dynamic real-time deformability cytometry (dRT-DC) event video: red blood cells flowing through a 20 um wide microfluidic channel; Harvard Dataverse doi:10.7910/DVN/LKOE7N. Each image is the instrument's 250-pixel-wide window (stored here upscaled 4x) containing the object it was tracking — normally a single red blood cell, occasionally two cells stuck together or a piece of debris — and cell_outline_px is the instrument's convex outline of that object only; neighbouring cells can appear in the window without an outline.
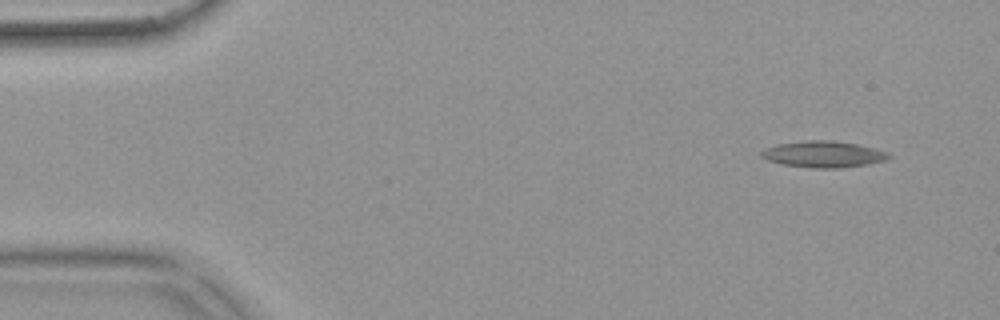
{"species": "common noctule bat (a hibernating species)", "species_latin": "Nyctalus noctula", "temperature_condition": "warm", "stored_images_in_passage": 53, "camera_frame_rate_fps": 3000, "um_per_image_px": 0.085, "animal": {"sex": "female", "body_mass_g": 18.4}, "frame": {"image": 1, "passage_image": 3, "time_ms": 0.667, "image_size_px": [1000, 320], "cell_outline_px": [[892, 156], [884, 160], [868, 164], [840, 168], [812, 168], [784, 164], [768, 160], [760, 156], [760, 152], [764, 148], [776, 144], [804, 140], [828, 140], [856, 144], [876, 148], [888, 152]], "centroid_in_image_um": [69.97, 13.1], "position_along_channel_um": 15.0, "area_um2": 19.59}}
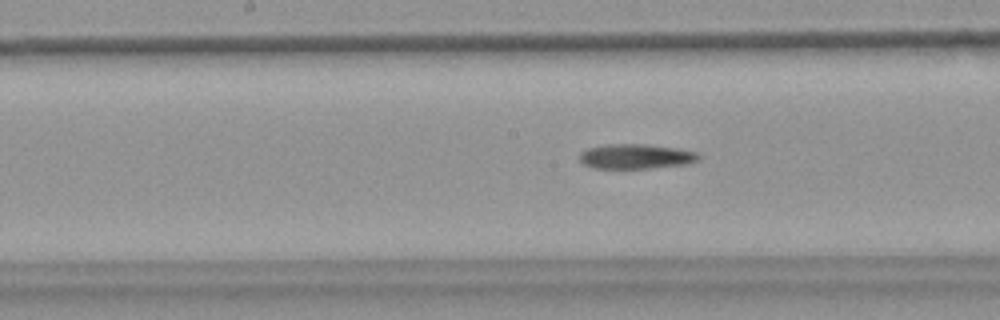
{"frame": {"image": 2, "passage_image": 26, "time_ms": 8.333, "image_size_px": [1000, 320], "cell_outline_px": [[700, 160], [688, 164], [648, 168], [596, 168], [584, 164], [580, 160], [580, 152], [588, 148], [604, 144], [648, 144], [676, 148], [696, 152], [700, 156]], "centroid_in_image_um": [54.07, 13.29], "position_along_channel_um": 194.1, "area_um2": 17.22}}
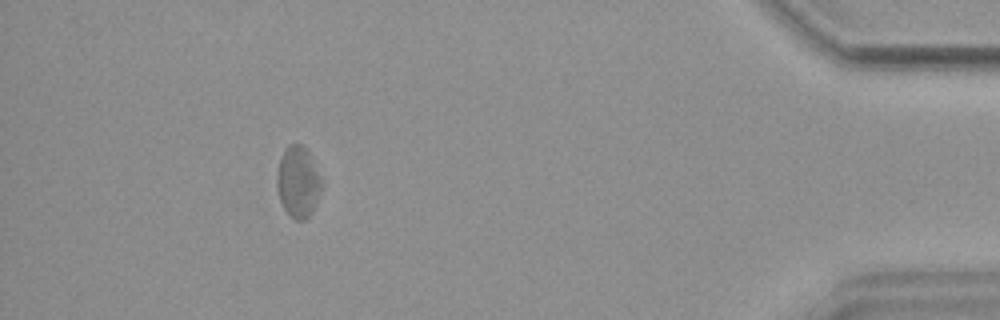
{"frame": {"image": 3, "passage_image": 48, "time_ms": 15.667, "image_size_px": [1000, 320], "cell_outline_px": [[324, 184], [316, 204], [312, 212], [304, 220], [296, 220], [284, 208], [280, 200], [276, 184], [276, 172], [280, 156], [284, 148], [288, 144], [300, 144], [308, 152]], "centroid_in_image_um": [25.33, 15.45], "position_along_channel_um": 409.9, "area_um2": 18.61}}